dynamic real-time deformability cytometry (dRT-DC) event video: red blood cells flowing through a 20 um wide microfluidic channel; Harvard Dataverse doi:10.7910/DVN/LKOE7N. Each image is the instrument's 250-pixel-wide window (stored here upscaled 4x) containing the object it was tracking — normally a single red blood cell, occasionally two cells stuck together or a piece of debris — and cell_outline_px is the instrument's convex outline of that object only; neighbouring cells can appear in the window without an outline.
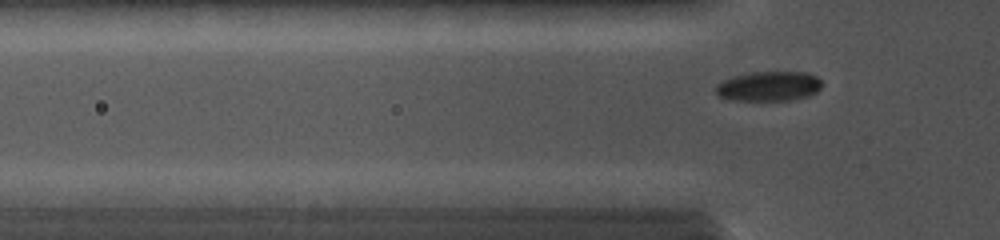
{"species": "common noctule bat (a hibernating species)", "species_latin": "Nyctalus noctula", "temperature_condition": "cold", "stored_images_in_passage": 76, "camera_frame_rate_fps": 5000, "um_per_image_px": 0.085, "animal": {"sex": "female", "body_mass_g": 19.0, "forearm_length_mm": 56.7}, "frame": {"image": 1, "passage_image": 15, "time_ms": 2.8, "image_size_px": [1000, 240], "cell_outline_px": [[824, 84], [816, 92], [808, 96], [788, 100], [732, 100], [720, 96], [716, 92], [716, 84], [732, 76], [748, 72], [808, 72], [816, 76]], "centroid_in_image_um": [65.36, 7.31], "position_along_channel_um": 60.4, "area_um2": 18.44}}
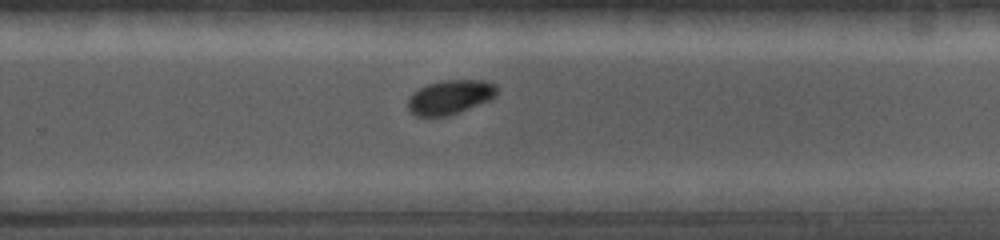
{"frame": {"image": 2, "passage_image": 47, "time_ms": 8.2, "image_size_px": [1000, 240], "cell_outline_px": [[496, 96], [488, 100], [460, 112], [448, 116], [416, 116], [408, 108], [408, 96], [412, 92], [428, 84], [440, 80], [484, 80], [496, 84]], "centroid_in_image_um": [38.23, 8.24], "position_along_channel_um": 291.6, "area_um2": 17.74}}
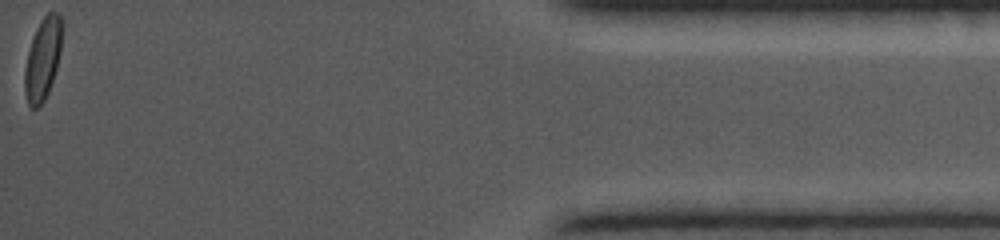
{"frame": {"image": 3, "passage_image": 76, "time_ms": 13.0, "image_size_px": [1000, 240], "cell_outline_px": [[64, 24], [60, 52], [56, 68], [48, 92], [44, 100], [36, 108], [32, 108], [28, 104], [24, 92], [24, 72], [28, 52], [36, 28], [44, 16], [48, 12], [60, 12]], "centroid_in_image_um": [3.65, 4.95], "position_along_channel_um": 431.5, "area_um2": 17.92}}